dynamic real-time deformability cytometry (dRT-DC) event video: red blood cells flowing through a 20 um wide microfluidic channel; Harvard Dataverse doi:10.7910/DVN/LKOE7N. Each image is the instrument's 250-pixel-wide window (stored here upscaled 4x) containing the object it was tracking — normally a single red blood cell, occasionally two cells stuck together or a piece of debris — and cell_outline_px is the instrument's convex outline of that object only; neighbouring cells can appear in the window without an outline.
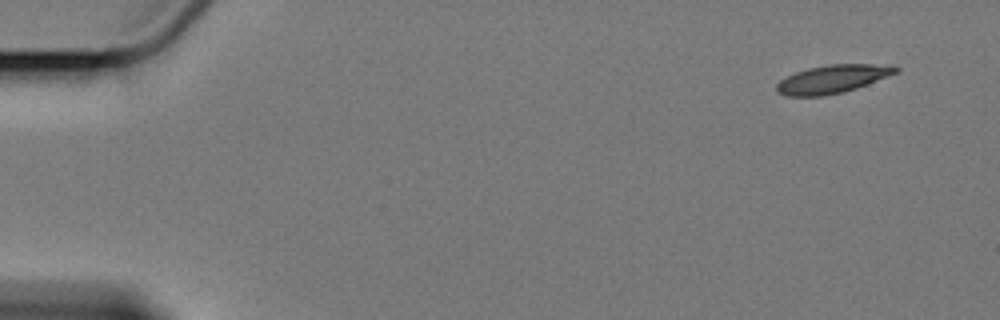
{"species": "Egyptian fruit bat (a non-hibernating species)", "species_latin": "Rousettus aegyptiacus", "temperature_condition": "cold", "stored_images_in_passage": 4, "camera_frame_rate_fps": 3000, "um_per_image_px": 0.085, "animal": {"sex": "female"}, "frame": {"image": 1, "passage_image": 1, "time_ms": 0.0, "image_size_px": [1000, 320], "cell_outline_px": [[900, 72], [856, 88], [844, 92], [824, 96], [788, 96], [776, 92], [776, 84], [780, 80], [796, 72], [808, 68], [828, 64], [872, 64], [900, 68]], "centroid_in_image_um": [70.74, 6.73], "position_along_channel_um": 14.3, "area_um2": 19.48}}